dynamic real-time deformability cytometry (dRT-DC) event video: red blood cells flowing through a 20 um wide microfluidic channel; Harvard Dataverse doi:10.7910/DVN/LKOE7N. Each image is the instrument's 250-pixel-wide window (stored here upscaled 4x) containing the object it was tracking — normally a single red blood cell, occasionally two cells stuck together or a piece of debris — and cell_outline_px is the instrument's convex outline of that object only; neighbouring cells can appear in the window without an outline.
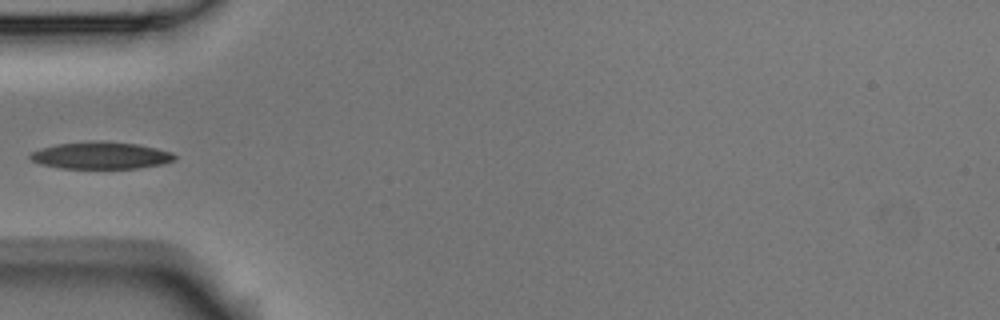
{"species": "Egyptian fruit bat (a non-hibernating species)", "species_latin": "Rousettus aegyptiacus", "temperature_condition": "room temperature", "stored_images_in_passage": 2, "camera_frame_rate_fps": 3000, "um_per_image_px": 0.085, "animal": {"sex": "male"}, "frame": {"image": 1, "passage_image": 1, "time_ms": 0.0, "image_size_px": [1000, 320], "cell_outline_px": [[176, 156], [172, 160], [164, 164], [136, 168], [60, 168], [40, 164], [32, 160], [28, 156], [32, 152], [56, 144], [96, 140], [100, 140], [140, 144], [172, 152]], "centroid_in_image_um": [8.59, 13.2], "position_along_channel_um": 76.4, "area_um2": 22.77}}
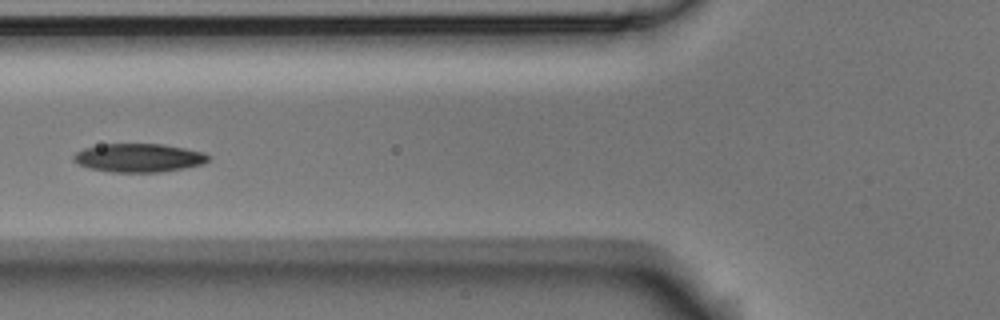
{"frame": {"image": 2, "passage_image": 2, "time_ms": 0.333, "image_size_px": [1000, 320], "cell_outline_px": [[208, 160], [204, 164], [184, 168], [160, 172], [112, 172], [88, 168], [76, 164], [72, 160], [72, 156], [76, 152], [84, 148], [100, 144], [164, 144], [204, 152], [208, 156]], "centroid_in_image_um": [11.75, 13.41], "position_along_channel_um": 114.1, "area_um2": 22.54}}